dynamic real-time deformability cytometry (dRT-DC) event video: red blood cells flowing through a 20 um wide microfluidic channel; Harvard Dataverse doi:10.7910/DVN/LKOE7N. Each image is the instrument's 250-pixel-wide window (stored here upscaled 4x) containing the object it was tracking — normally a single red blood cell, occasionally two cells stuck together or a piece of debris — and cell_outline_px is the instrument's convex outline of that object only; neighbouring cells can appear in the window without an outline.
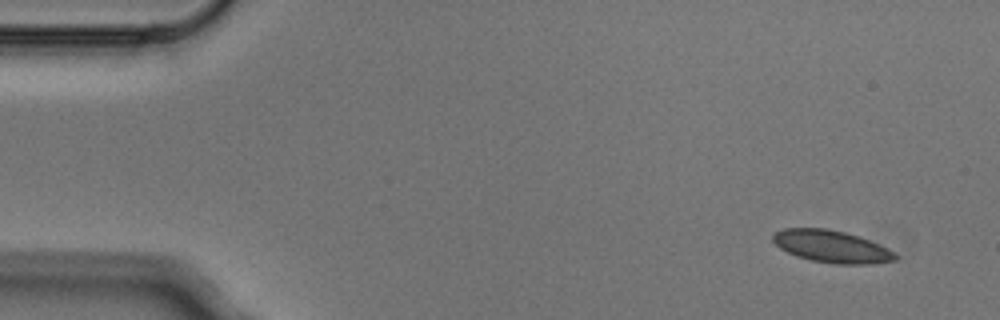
{"species": "Egyptian fruit bat (a non-hibernating species)", "species_latin": "Rousettus aegyptiacus", "temperature_condition": "cold", "stored_images_in_passage": 4, "camera_frame_rate_fps": 3000, "um_per_image_px": 0.085, "animal": {"sex": "male"}, "frame": {"image": 1, "passage_image": 1, "time_ms": 0.0, "image_size_px": [1000, 320], "cell_outline_px": [[900, 256], [896, 260], [868, 264], [836, 264], [812, 260], [796, 256], [780, 248], [772, 240], [772, 236], [776, 232], [784, 228], [828, 228], [860, 236], [888, 248]], "centroid_in_image_um": [70.71, 20.95], "position_along_channel_um": 14.3, "area_um2": 23.0}}